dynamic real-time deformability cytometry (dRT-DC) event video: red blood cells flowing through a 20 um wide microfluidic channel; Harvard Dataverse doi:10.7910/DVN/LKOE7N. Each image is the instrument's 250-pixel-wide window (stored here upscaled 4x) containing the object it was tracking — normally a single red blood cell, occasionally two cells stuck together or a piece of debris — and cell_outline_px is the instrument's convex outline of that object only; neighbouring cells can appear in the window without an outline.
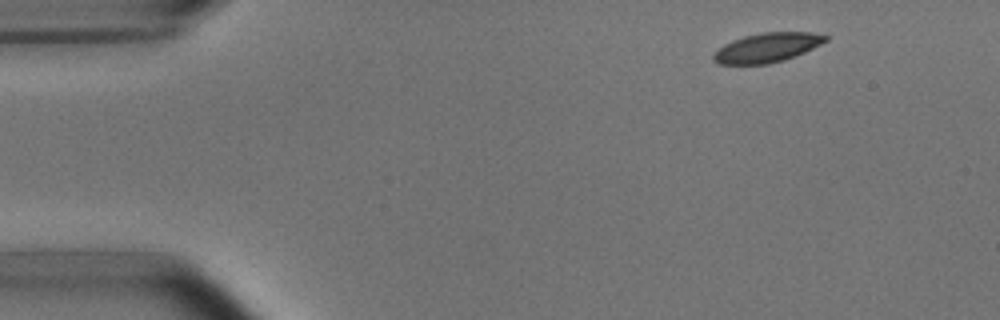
{"species": "common noctule bat (a hibernating species)", "species_latin": "Nyctalus noctula", "temperature_condition": "room temperature", "stored_images_in_passage": 3, "camera_frame_rate_fps": 3000, "um_per_image_px": 0.085, "animal": {"sex": "male", "body_mass_g": 15.6}, "frame": {"image": 1, "passage_image": 1, "time_ms": 0.0, "image_size_px": [1000, 320], "cell_outline_px": [[828, 40], [804, 52], [784, 60], [768, 64], [720, 64], [712, 60], [712, 56], [716, 48], [732, 40], [744, 36], [764, 32], [812, 32], [828, 36]], "centroid_in_image_um": [65.16, 4.04], "position_along_channel_um": 19.8, "area_um2": 19.19}}